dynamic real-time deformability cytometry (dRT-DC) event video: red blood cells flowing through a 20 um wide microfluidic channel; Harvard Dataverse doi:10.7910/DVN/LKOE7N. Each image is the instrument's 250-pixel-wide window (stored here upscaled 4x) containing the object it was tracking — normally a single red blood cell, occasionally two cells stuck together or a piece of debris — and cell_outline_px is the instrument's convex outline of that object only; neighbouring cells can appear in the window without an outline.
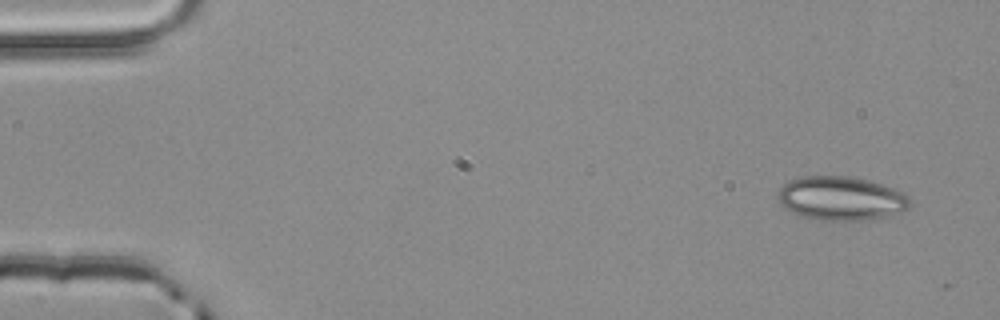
{"species": "common noctule bat (a hibernating species)", "species_latin": "Nyctalus noctula", "temperature_condition": "room temperature", "stored_images_in_passage": 4, "segment_of_instrument_passage": [1, 2], "camera_frame_rate_fps": 3000, "um_per_image_px": 0.085, "animal": {"sex": "male", "body_mass_g": 20.4}, "frame": {"image": 1, "passage_image": 1, "time_ms": 0.0, "image_size_px": [1000, 320], "cell_outline_px": [[912, 204], [908, 208], [900, 212], [880, 220], [824, 220], [800, 216], [784, 208], [780, 204], [776, 196], [780, 188], [788, 180], [800, 176], [848, 176], [868, 180], [896, 188], [904, 192], [908, 196]], "centroid_in_image_um": [71.51, 16.87], "position_along_channel_um": 13.5, "area_um2": 34.39}}